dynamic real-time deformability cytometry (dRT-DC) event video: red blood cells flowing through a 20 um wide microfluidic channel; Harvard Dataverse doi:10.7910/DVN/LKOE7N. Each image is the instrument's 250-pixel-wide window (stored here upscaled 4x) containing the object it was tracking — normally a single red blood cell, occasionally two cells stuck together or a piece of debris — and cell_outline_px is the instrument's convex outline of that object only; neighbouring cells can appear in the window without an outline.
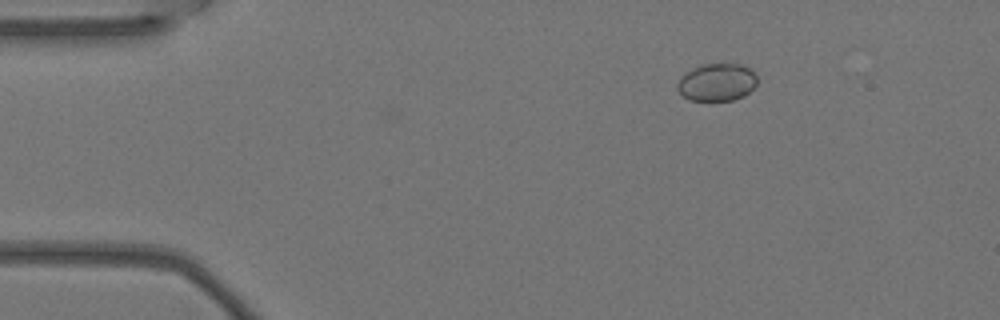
{"species": "Egyptian fruit bat (a non-hibernating species)", "species_latin": "Rousettus aegyptiacus", "temperature_condition": "warm", "stored_images_in_passage": 4, "camera_frame_rate_fps": 3000, "um_per_image_px": 0.085, "animal": {"sex": "female"}, "frame": {"image": 1, "passage_image": 2, "time_ms": 0.333, "image_size_px": [1000, 320], "cell_outline_px": [[756, 84], [744, 96], [732, 100], [688, 100], [676, 88], [676, 84], [680, 76], [704, 64], [740, 64], [748, 68], [756, 76]], "centroid_in_image_um": [60.91, 7.0], "position_along_channel_um": 24.1, "area_um2": 17.17}}